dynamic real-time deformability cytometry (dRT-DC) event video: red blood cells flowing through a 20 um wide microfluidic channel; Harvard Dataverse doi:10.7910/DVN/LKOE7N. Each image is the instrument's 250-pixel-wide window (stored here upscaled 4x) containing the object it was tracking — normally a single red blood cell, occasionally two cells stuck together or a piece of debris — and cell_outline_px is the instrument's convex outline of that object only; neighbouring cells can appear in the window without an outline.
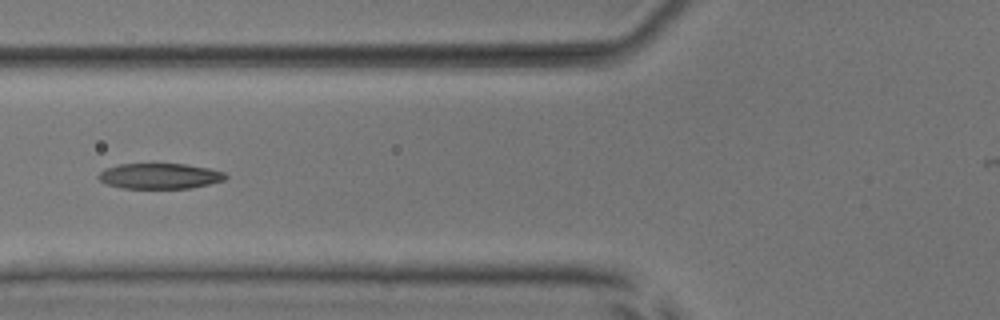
{"species": "common noctule bat (a hibernating species)", "species_latin": "Nyctalus noctula", "temperature_condition": "room temperature", "stored_images_in_passage": 35, "camera_frame_rate_fps": 3000, "um_per_image_px": 0.085, "animal": {"sex": "male", "body_mass_g": 17.9, "forearm_length_mm": 54.2}, "frame": {"image": 1, "passage_image": 6, "time_ms": 1.667, "image_size_px": [1000, 320], "cell_outline_px": [[228, 176], [224, 180], [208, 184], [188, 188], [124, 188], [108, 184], [100, 180], [96, 176], [104, 168], [120, 164], [184, 164], [208, 168], [224, 172]], "centroid_in_image_um": [13.56, 14.96], "position_along_channel_um": 112.2, "area_um2": 18.73}, "authors_computed_cell_mechanics": {"area_um2": 19.4208, "velocity_mm_per_s": 4.004, "shape_relaxation_time_tau1_ms": 3.8182, "shape_relaxation_time_tau2_ms": 1.8169, "deformation_change_tau1": 0.1702, "deformation_change_tau2": 0.0912}}